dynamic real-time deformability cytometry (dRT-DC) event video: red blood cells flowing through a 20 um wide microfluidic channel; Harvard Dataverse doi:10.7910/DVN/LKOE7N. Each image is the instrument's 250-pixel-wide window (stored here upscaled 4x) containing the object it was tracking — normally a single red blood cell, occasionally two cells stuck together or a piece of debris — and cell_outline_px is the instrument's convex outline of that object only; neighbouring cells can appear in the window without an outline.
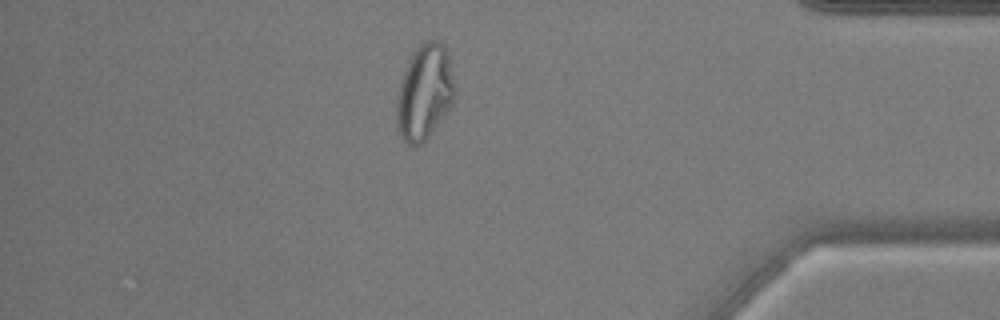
{"species": "common noctule bat (a hibernating species)", "species_latin": "Nyctalus noctula", "temperature_condition": "warm", "stored_images_in_passage": 53, "camera_frame_rate_fps": 3000, "um_per_image_px": 0.085, "animal": {"sex": "male", "body_mass_g": 17.9, "forearm_length_mm": 54.2}, "frame": {"image": 1, "passage_image": 46, "time_ms": 15.0, "image_size_px": [1000, 320], "cell_outline_px": [[456, 88], [452, 104], [428, 136], [420, 144], [408, 144], [404, 140], [396, 124], [396, 96], [404, 72], [412, 52], [424, 40], [436, 40], [444, 44], [448, 56]], "centroid_in_image_um": [36.08, 7.8], "position_along_channel_um": 399.1, "area_um2": 31.96}}